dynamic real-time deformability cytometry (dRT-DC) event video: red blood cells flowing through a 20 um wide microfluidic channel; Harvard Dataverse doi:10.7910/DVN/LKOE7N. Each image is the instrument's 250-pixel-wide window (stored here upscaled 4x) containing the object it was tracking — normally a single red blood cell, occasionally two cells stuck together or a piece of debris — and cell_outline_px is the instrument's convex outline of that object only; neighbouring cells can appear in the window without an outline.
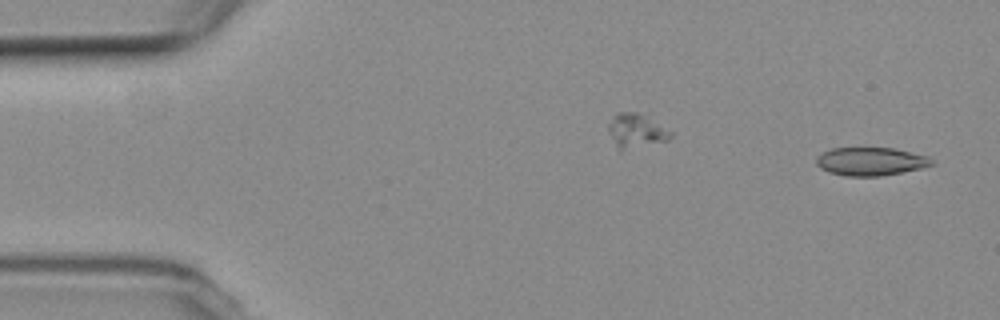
{"species": "common noctule bat (a hibernating species)", "species_latin": "Nyctalus noctula", "temperature_condition": "room temperature", "stored_images_in_passage": 3, "segment_of_instrument_passage": [2, 2], "camera_frame_rate_fps": 3000, "um_per_image_px": 0.085, "animal": {"sex": "female", "body_mass_g": 19.3, "forearm_length_mm": 54.1}, "frame": {"image": 1, "passage_image": 3, "time_ms": 3.333, "image_size_px": [1000, 320], "cell_outline_px": [[936, 164], [920, 168], [880, 176], [844, 176], [828, 172], [820, 168], [816, 164], [816, 156], [832, 148], [896, 148], [928, 156]], "centroid_in_image_um": [74.0, 13.72], "position_along_channel_um": 11.0, "area_um2": 19.02}}